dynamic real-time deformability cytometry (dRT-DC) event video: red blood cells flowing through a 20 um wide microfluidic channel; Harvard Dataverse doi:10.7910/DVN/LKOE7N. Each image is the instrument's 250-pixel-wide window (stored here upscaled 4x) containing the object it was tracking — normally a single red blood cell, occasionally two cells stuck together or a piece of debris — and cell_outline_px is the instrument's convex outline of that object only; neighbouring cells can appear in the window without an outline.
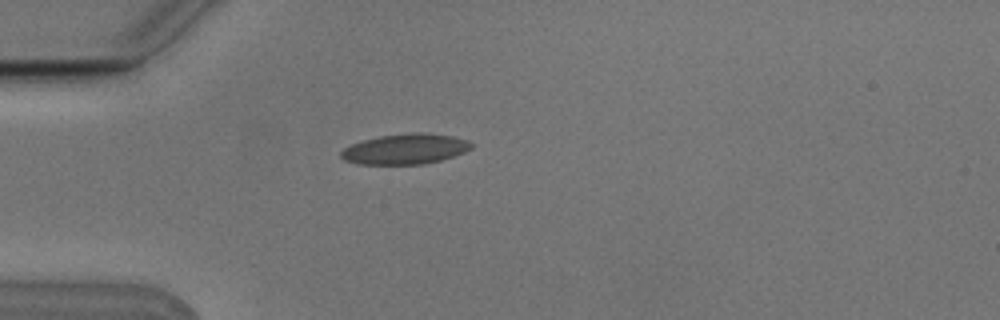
{"species": "Egyptian fruit bat (a non-hibernating species)", "species_latin": "Rousettus aegyptiacus", "temperature_condition": "cold", "stored_images_in_passage": 5, "camera_frame_rate_fps": 3000, "um_per_image_px": 0.085, "animal": {"sex": "male"}, "frame": {"image": 1, "passage_image": 3, "time_ms": 0.667, "image_size_px": [1000, 320], "cell_outline_px": [[472, 148], [464, 152], [440, 160], [424, 164], [360, 164], [344, 160], [340, 156], [340, 152], [344, 148], [352, 144], [364, 140], [380, 136], [412, 132], [420, 132], [452, 136], [468, 140], [472, 144]], "centroid_in_image_um": [34.44, 12.66], "position_along_channel_um": 50.6, "area_um2": 22.89}}